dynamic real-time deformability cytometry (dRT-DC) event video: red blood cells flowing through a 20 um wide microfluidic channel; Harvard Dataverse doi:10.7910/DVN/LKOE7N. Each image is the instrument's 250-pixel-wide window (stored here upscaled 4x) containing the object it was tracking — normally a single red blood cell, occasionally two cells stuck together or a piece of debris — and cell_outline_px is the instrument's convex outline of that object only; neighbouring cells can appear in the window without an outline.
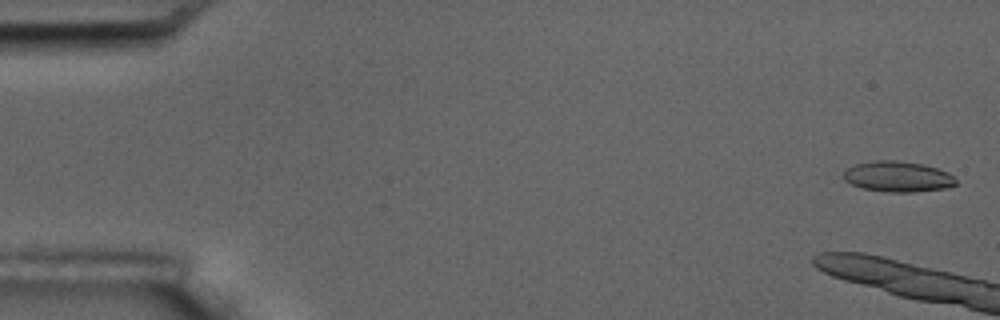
{"species": "common noctule bat (a hibernating species)", "species_latin": "Nyctalus noctula", "temperature_condition": "room temperature", "stored_images_in_passage": 7, "camera_frame_rate_fps": 3000, "um_per_image_px": 0.085, "animal": {"sex": "male", "body_mass_g": 17.5, "forearm_length_mm": 52.3}, "frame": {"image": 1, "passage_image": 1, "time_ms": 0.0, "image_size_px": [1000, 320], "cell_outline_px": [[956, 184], [944, 188], [912, 192], [888, 192], [864, 188], [852, 184], [844, 180], [844, 168], [856, 164], [876, 160], [896, 160], [924, 164], [948, 172], [956, 180]], "centroid_in_image_um": [76.29, 15.0], "position_along_channel_um": 8.7, "area_um2": 19.94}}